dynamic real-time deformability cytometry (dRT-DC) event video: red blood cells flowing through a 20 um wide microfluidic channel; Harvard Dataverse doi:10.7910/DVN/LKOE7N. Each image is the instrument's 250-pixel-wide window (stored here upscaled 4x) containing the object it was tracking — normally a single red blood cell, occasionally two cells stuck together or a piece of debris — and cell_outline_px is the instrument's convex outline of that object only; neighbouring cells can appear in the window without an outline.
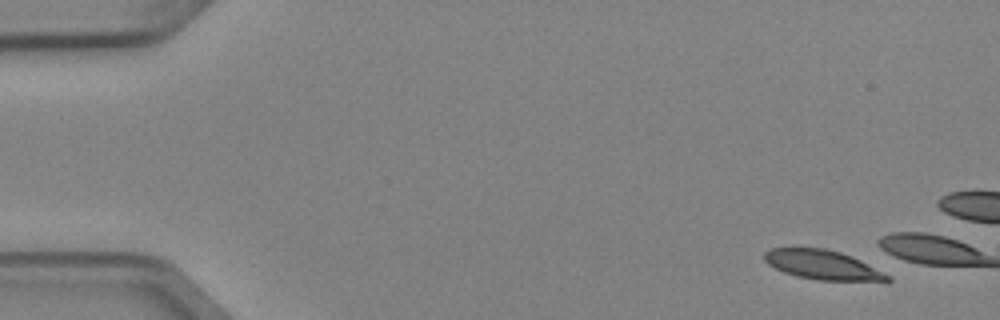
{"species": "Egyptian fruit bat (a non-hibernating species)", "species_latin": "Rousettus aegyptiacus", "temperature_condition": "cold", "stored_images_in_passage": 5, "camera_frame_rate_fps": 3000, "um_per_image_px": 0.085, "animal": {"sex": "female"}, "frame": {"image": 1, "passage_image": 1, "time_ms": 0.0, "image_size_px": [1000, 320], "cell_outline_px": [[892, 280], [888, 284], [816, 280], [796, 276], [784, 272], [768, 264], [764, 260], [764, 252], [772, 248], [824, 248], [840, 252], [852, 256], [892, 276]], "centroid_in_image_um": [70.08, 22.57], "position_along_channel_um": 14.9, "area_um2": 21.91}}